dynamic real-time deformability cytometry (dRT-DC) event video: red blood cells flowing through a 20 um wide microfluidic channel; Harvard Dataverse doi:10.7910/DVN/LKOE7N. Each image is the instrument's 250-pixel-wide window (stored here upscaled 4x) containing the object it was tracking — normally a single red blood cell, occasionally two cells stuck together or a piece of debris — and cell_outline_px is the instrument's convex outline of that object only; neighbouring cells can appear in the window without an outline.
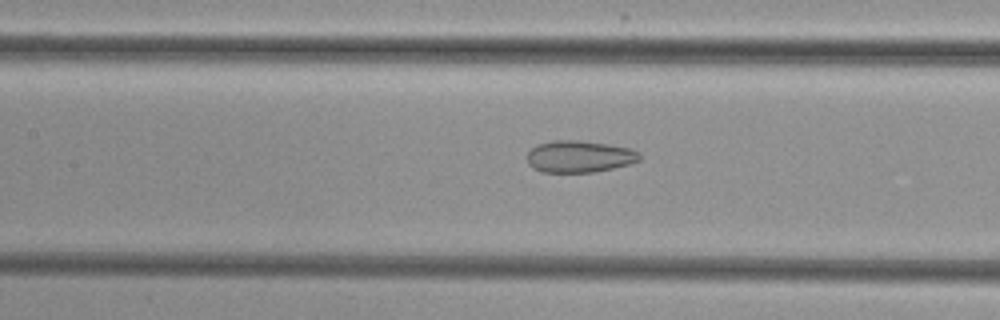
{"species": "common noctule bat (a hibernating species)", "species_latin": "Nyctalus noctula", "temperature_condition": "cold", "stored_images_in_passage": 53, "camera_frame_rate_fps": 3000, "um_per_image_px": 0.085, "animal": {"sex": "female", "body_mass_g": 29.2, "forearm_length_mm": 56.3}, "frame": {"image": 1, "passage_image": 25, "time_ms": 8.0, "image_size_px": [1000, 320], "cell_outline_px": [[640, 160], [628, 164], [596, 172], [540, 172], [532, 168], [528, 164], [528, 152], [536, 144], [552, 140], [580, 140], [608, 144], [632, 148], [640, 152]], "centroid_in_image_um": [49.24, 13.3], "position_along_channel_um": 158.2, "area_um2": 21.1}}
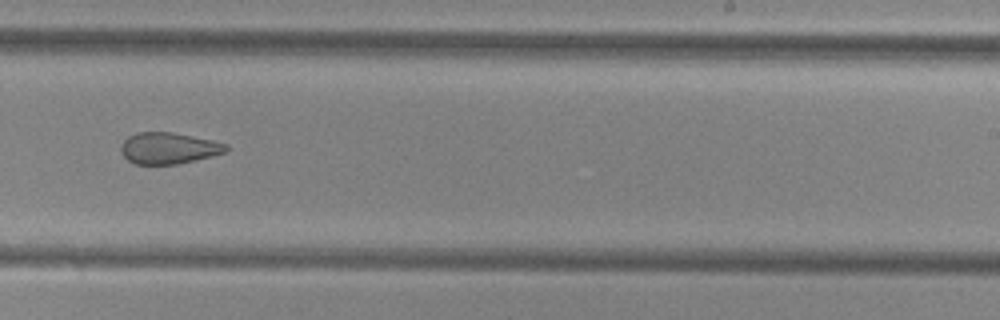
{"frame": {"image": 2, "passage_image": 34, "time_ms": 11.0, "image_size_px": [1000, 320], "cell_outline_px": [[228, 152], [180, 164], [136, 164], [128, 160], [120, 152], [120, 144], [128, 136], [136, 132], [172, 132], [212, 140], [228, 144]], "centroid_in_image_um": [14.33, 12.59], "position_along_channel_um": 274.7, "area_um2": 19.42}}
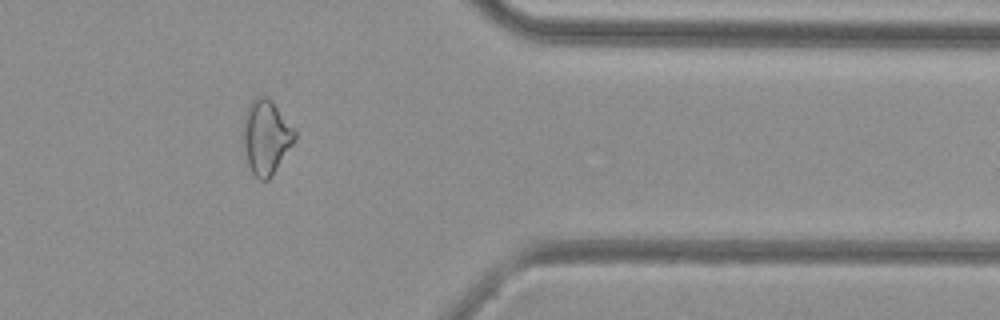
{"frame": {"image": 3, "passage_image": 44, "time_ms": 14.333, "image_size_px": [1000, 320], "cell_outline_px": [[296, 136], [292, 144], [272, 176], [268, 180], [260, 180], [252, 172], [248, 164], [240, 144], [240, 136], [244, 112], [248, 104], [256, 96], [268, 96], [272, 100], [296, 132]], "centroid_in_image_um": [22.54, 11.62], "position_along_channel_um": 388.9, "area_um2": 22.89}}